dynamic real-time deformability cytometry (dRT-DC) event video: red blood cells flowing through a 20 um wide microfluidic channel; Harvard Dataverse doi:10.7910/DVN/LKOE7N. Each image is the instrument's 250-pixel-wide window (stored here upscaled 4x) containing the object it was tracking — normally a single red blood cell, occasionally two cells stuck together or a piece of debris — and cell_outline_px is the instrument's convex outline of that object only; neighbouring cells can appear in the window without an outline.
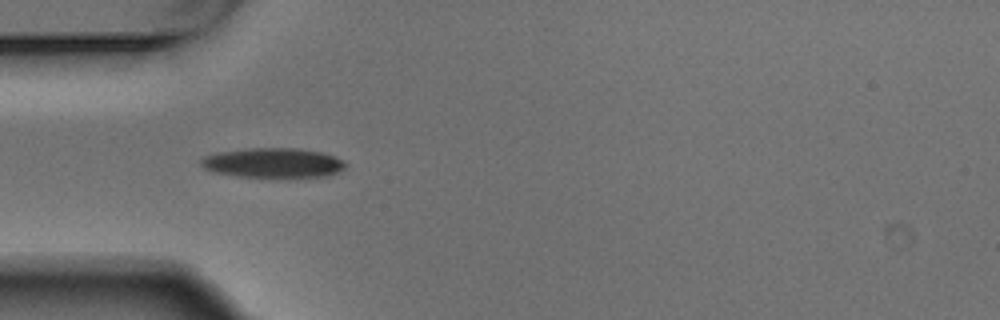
{"species": "Egyptian fruit bat (a non-hibernating species)", "species_latin": "Rousettus aegyptiacus", "temperature_condition": "warm", "stored_images_in_passage": 6, "camera_frame_rate_fps": 3000, "um_per_image_px": 0.085, "animal": {"sex": "male"}, "frame": {"image": 1, "passage_image": 4, "time_ms": 1.0, "image_size_px": [1000, 320], "cell_outline_px": [[348, 164], [344, 168], [328, 176], [236, 176], [216, 172], [204, 168], [200, 164], [200, 160], [204, 156], [216, 152], [248, 148], [300, 148], [324, 152], [344, 160]], "centroid_in_image_um": [23.22, 13.81], "position_along_channel_um": 61.8, "area_um2": 24.91}}
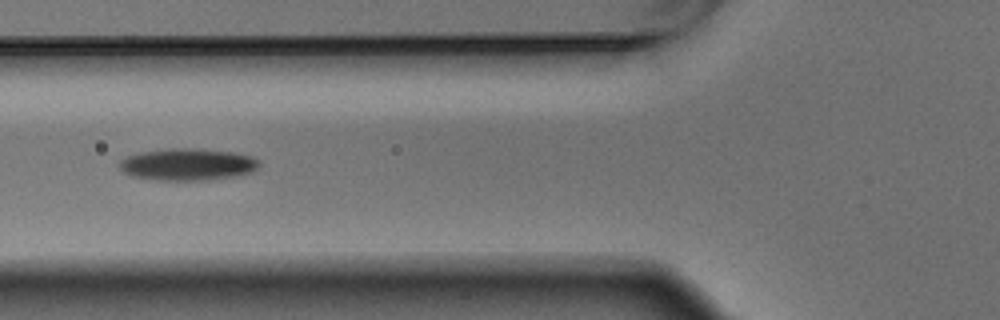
{"frame": {"image": 2, "passage_image": 5, "time_ms": 1.333, "image_size_px": [1000, 320], "cell_outline_px": [[260, 164], [252, 172], [236, 176], [208, 180], [156, 180], [132, 176], [124, 172], [120, 168], [120, 160], [128, 156], [140, 152], [172, 148], [196, 148], [232, 152], [252, 156], [260, 160]], "centroid_in_image_um": [15.97, 13.97], "position_along_channel_um": 109.8, "area_um2": 26.07}}
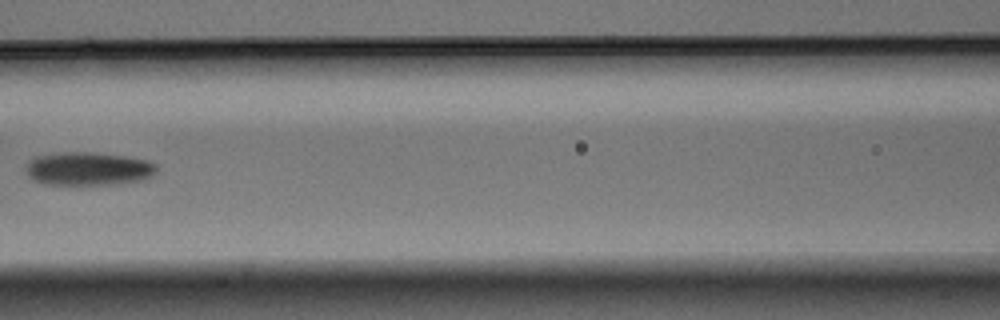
{"frame": {"image": 3, "passage_image": 6, "time_ms": 1.667, "image_size_px": [1000, 320], "cell_outline_px": [[156, 172], [152, 176], [144, 180], [120, 184], [44, 184], [32, 180], [24, 172], [24, 168], [28, 160], [36, 156], [60, 152], [92, 152], [124, 156], [148, 160], [156, 164]], "centroid_in_image_um": [7.47, 14.34], "position_along_channel_um": 159.1, "area_um2": 25.78}}